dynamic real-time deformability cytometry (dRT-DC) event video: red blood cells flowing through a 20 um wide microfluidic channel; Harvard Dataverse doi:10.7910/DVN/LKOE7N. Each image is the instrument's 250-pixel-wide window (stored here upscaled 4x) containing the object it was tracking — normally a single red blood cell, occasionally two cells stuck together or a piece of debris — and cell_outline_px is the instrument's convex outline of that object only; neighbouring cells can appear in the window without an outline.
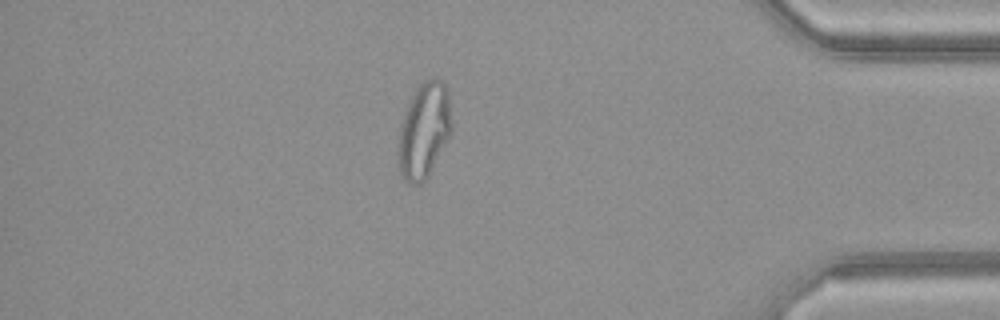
{"species": "common noctule bat (a hibernating species)", "species_latin": "Nyctalus noctula", "temperature_condition": "warm", "stored_images_in_passage": 50, "camera_frame_rate_fps": 3000, "um_per_image_px": 0.085, "animal": {"sex": "female", "body_mass_g": 21.9}, "frame": {"image": 1, "passage_image": 43, "time_ms": 14.0, "image_size_px": [1000, 320], "cell_outline_px": [[452, 132], [428, 176], [420, 184], [408, 184], [400, 176], [396, 156], [396, 148], [400, 124], [404, 112], [412, 92], [424, 80], [432, 76], [436, 76], [444, 84], [448, 92], [452, 124]], "centroid_in_image_um": [36.0, 11.1], "position_along_channel_um": 399.2, "area_um2": 30.58}}